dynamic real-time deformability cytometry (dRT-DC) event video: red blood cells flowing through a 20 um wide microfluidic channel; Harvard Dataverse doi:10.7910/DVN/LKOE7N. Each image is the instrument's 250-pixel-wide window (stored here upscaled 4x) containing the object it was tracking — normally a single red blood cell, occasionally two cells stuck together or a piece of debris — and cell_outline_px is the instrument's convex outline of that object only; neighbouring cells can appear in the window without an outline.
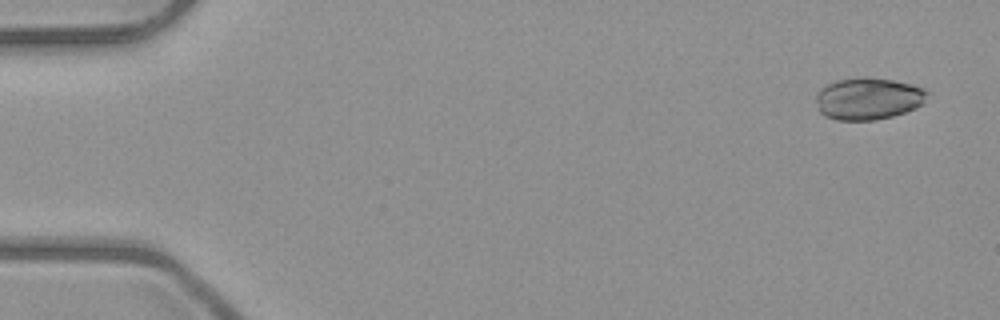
{"species": "common noctule bat (a hibernating species)", "species_latin": "Nyctalus noctula", "temperature_condition": "room temperature", "stored_images_in_passage": 5, "camera_frame_rate_fps": 3000, "um_per_image_px": 0.085, "animal": {"sex": "male", "body_mass_g": 23.1, "forearm_length_mm": 52.7}, "frame": {"image": 1, "passage_image": 1, "time_ms": 0.0, "image_size_px": [1000, 320], "cell_outline_px": [[928, 92], [924, 104], [916, 108], [892, 116], [872, 120], [836, 120], [824, 116], [820, 112], [816, 100], [816, 92], [820, 88], [836, 80], [864, 76], [868, 76], [892, 80], [912, 84], [924, 88]], "centroid_in_image_um": [73.8, 8.37], "position_along_channel_um": 11.2, "area_um2": 27.51}}